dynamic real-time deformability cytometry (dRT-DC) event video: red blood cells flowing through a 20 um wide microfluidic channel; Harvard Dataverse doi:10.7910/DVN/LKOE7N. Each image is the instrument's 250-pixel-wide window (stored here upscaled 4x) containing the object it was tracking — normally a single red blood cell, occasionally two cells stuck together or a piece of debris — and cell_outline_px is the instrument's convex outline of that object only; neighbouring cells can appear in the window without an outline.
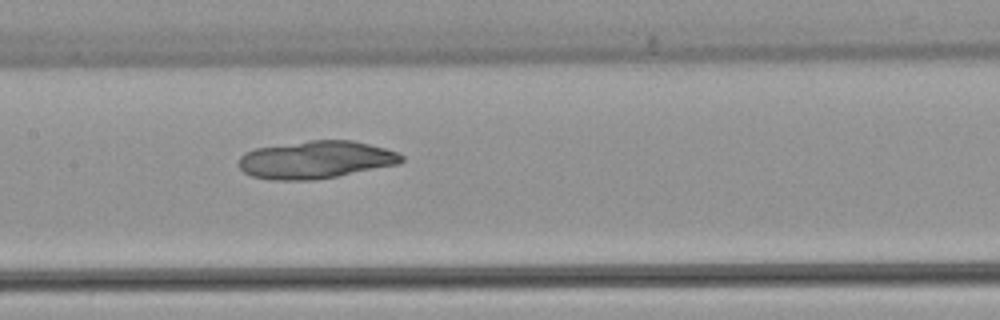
{"species": "common noctule bat (a hibernating species)", "species_latin": "Nyctalus noctula", "temperature_condition": "warm", "stored_images_in_passage": 52, "camera_frame_rate_fps": 3000, "um_per_image_px": 0.085, "animal": {"sex": "female", "body_mass_g": 22.7, "forearm_length_mm": 54.2}, "frame": {"image": 1, "passage_image": 26, "time_ms": 8.333, "image_size_px": [1000, 320], "cell_outline_px": [[404, 160], [400, 164], [336, 176], [312, 180], [268, 180], [252, 176], [244, 172], [236, 164], [240, 156], [244, 152], [256, 148], [312, 140], [352, 140], [400, 152], [404, 156]], "centroid_in_image_um": [26.83, 13.58], "position_along_channel_um": 180.6, "area_um2": 35.84}}
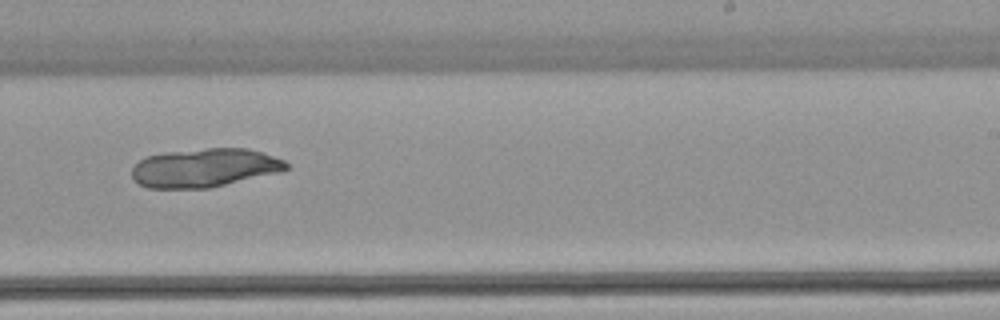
{"frame": {"image": 2, "passage_image": 33, "time_ms": 10.667, "image_size_px": [1000, 320], "cell_outline_px": [[288, 168], [280, 172], [208, 188], [148, 188], [132, 180], [132, 168], [140, 160], [148, 156], [164, 152], [208, 148], [248, 148], [284, 160], [288, 164]], "centroid_in_image_um": [17.37, 14.26], "position_along_channel_um": 271.6, "area_um2": 34.62}}
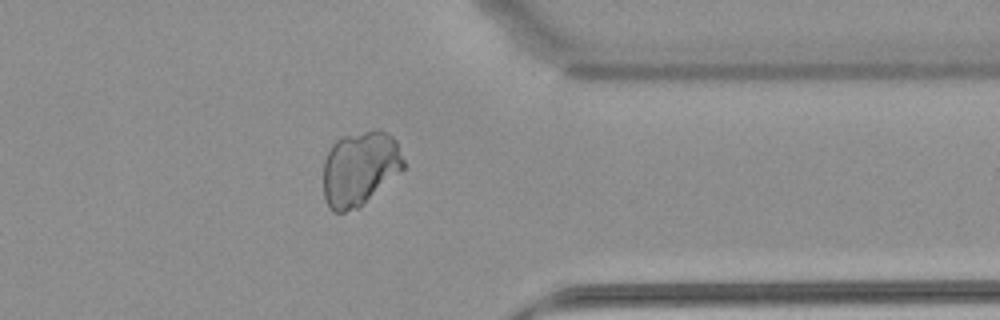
{"frame": {"image": 3, "passage_image": 42, "time_ms": 13.667, "image_size_px": [1000, 320], "cell_outline_px": [[404, 168], [400, 172], [360, 208], [344, 212], [332, 212], [328, 208], [324, 196], [324, 160], [332, 144], [340, 136], [376, 128], [380, 128], [392, 136], [396, 140], [404, 160]], "centroid_in_image_um": [30.58, 14.31], "position_along_channel_um": 380.8, "area_um2": 35.37}}